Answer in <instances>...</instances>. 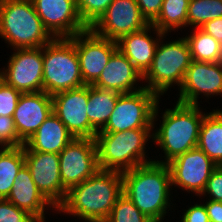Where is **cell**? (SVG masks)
Segmentation results:
<instances>
[{
  "instance_id": "1",
  "label": "cell",
  "mask_w": 222,
  "mask_h": 222,
  "mask_svg": "<svg viewBox=\"0 0 222 222\" xmlns=\"http://www.w3.org/2000/svg\"><path fill=\"white\" fill-rule=\"evenodd\" d=\"M123 194L122 172L99 169L87 180L72 187L57 208L86 222H105Z\"/></svg>"
},
{
  "instance_id": "2",
  "label": "cell",
  "mask_w": 222,
  "mask_h": 222,
  "mask_svg": "<svg viewBox=\"0 0 222 222\" xmlns=\"http://www.w3.org/2000/svg\"><path fill=\"white\" fill-rule=\"evenodd\" d=\"M122 177L123 193L149 219L161 222L171 201L172 181L168 165L151 162L123 171Z\"/></svg>"
},
{
  "instance_id": "3",
  "label": "cell",
  "mask_w": 222,
  "mask_h": 222,
  "mask_svg": "<svg viewBox=\"0 0 222 222\" xmlns=\"http://www.w3.org/2000/svg\"><path fill=\"white\" fill-rule=\"evenodd\" d=\"M198 106L177 102L173 109L165 110L159 130L152 131L153 141L165 153V161L154 162L167 164L175 157L197 147L200 126L205 116Z\"/></svg>"
},
{
  "instance_id": "4",
  "label": "cell",
  "mask_w": 222,
  "mask_h": 222,
  "mask_svg": "<svg viewBox=\"0 0 222 222\" xmlns=\"http://www.w3.org/2000/svg\"><path fill=\"white\" fill-rule=\"evenodd\" d=\"M0 36L13 49L40 48L54 39L32 0H0Z\"/></svg>"
},
{
  "instance_id": "5",
  "label": "cell",
  "mask_w": 222,
  "mask_h": 222,
  "mask_svg": "<svg viewBox=\"0 0 222 222\" xmlns=\"http://www.w3.org/2000/svg\"><path fill=\"white\" fill-rule=\"evenodd\" d=\"M153 129H132L123 132L97 133L94 140L99 168L102 170L126 171L145 165V144L152 138Z\"/></svg>"
},
{
  "instance_id": "6",
  "label": "cell",
  "mask_w": 222,
  "mask_h": 222,
  "mask_svg": "<svg viewBox=\"0 0 222 222\" xmlns=\"http://www.w3.org/2000/svg\"><path fill=\"white\" fill-rule=\"evenodd\" d=\"M75 44L54 38L43 46V91L56 93L84 86Z\"/></svg>"
},
{
  "instance_id": "7",
  "label": "cell",
  "mask_w": 222,
  "mask_h": 222,
  "mask_svg": "<svg viewBox=\"0 0 222 222\" xmlns=\"http://www.w3.org/2000/svg\"><path fill=\"white\" fill-rule=\"evenodd\" d=\"M161 39L163 37L157 45L151 67L143 75V80L148 82L143 87L158 96L166 93L173 84L181 86L186 70L193 61L185 37L166 44Z\"/></svg>"
},
{
  "instance_id": "8",
  "label": "cell",
  "mask_w": 222,
  "mask_h": 222,
  "mask_svg": "<svg viewBox=\"0 0 222 222\" xmlns=\"http://www.w3.org/2000/svg\"><path fill=\"white\" fill-rule=\"evenodd\" d=\"M159 98L155 92L146 88L120 94L108 122L98 133L155 128Z\"/></svg>"
},
{
  "instance_id": "9",
  "label": "cell",
  "mask_w": 222,
  "mask_h": 222,
  "mask_svg": "<svg viewBox=\"0 0 222 222\" xmlns=\"http://www.w3.org/2000/svg\"><path fill=\"white\" fill-rule=\"evenodd\" d=\"M94 139L74 138L59 153V170L63 188L68 192L99 170Z\"/></svg>"
},
{
  "instance_id": "10",
  "label": "cell",
  "mask_w": 222,
  "mask_h": 222,
  "mask_svg": "<svg viewBox=\"0 0 222 222\" xmlns=\"http://www.w3.org/2000/svg\"><path fill=\"white\" fill-rule=\"evenodd\" d=\"M13 50L0 79L22 93L43 91V47Z\"/></svg>"
},
{
  "instance_id": "11",
  "label": "cell",
  "mask_w": 222,
  "mask_h": 222,
  "mask_svg": "<svg viewBox=\"0 0 222 222\" xmlns=\"http://www.w3.org/2000/svg\"><path fill=\"white\" fill-rule=\"evenodd\" d=\"M89 85L56 93L52 96L53 113L74 138L94 139L98 133L87 114Z\"/></svg>"
},
{
  "instance_id": "12",
  "label": "cell",
  "mask_w": 222,
  "mask_h": 222,
  "mask_svg": "<svg viewBox=\"0 0 222 222\" xmlns=\"http://www.w3.org/2000/svg\"><path fill=\"white\" fill-rule=\"evenodd\" d=\"M69 39L75 44L84 84L93 85L118 49L117 41L101 37L90 28Z\"/></svg>"
},
{
  "instance_id": "13",
  "label": "cell",
  "mask_w": 222,
  "mask_h": 222,
  "mask_svg": "<svg viewBox=\"0 0 222 222\" xmlns=\"http://www.w3.org/2000/svg\"><path fill=\"white\" fill-rule=\"evenodd\" d=\"M149 25L136 0H113L90 29L101 37L118 41L122 36L140 31Z\"/></svg>"
},
{
  "instance_id": "14",
  "label": "cell",
  "mask_w": 222,
  "mask_h": 222,
  "mask_svg": "<svg viewBox=\"0 0 222 222\" xmlns=\"http://www.w3.org/2000/svg\"><path fill=\"white\" fill-rule=\"evenodd\" d=\"M172 186L202 194L211 173L218 166L201 149L193 148L167 163Z\"/></svg>"
},
{
  "instance_id": "15",
  "label": "cell",
  "mask_w": 222,
  "mask_h": 222,
  "mask_svg": "<svg viewBox=\"0 0 222 222\" xmlns=\"http://www.w3.org/2000/svg\"><path fill=\"white\" fill-rule=\"evenodd\" d=\"M25 164L37 189L57 209L66 199L59 170V154L24 151Z\"/></svg>"
},
{
  "instance_id": "16",
  "label": "cell",
  "mask_w": 222,
  "mask_h": 222,
  "mask_svg": "<svg viewBox=\"0 0 222 222\" xmlns=\"http://www.w3.org/2000/svg\"><path fill=\"white\" fill-rule=\"evenodd\" d=\"M44 27L54 38H70L88 28L83 24L75 0H32Z\"/></svg>"
},
{
  "instance_id": "17",
  "label": "cell",
  "mask_w": 222,
  "mask_h": 222,
  "mask_svg": "<svg viewBox=\"0 0 222 222\" xmlns=\"http://www.w3.org/2000/svg\"><path fill=\"white\" fill-rule=\"evenodd\" d=\"M179 103L199 105L200 94L222 95L221 62H202L193 60L186 70L183 82L179 87Z\"/></svg>"
},
{
  "instance_id": "18",
  "label": "cell",
  "mask_w": 222,
  "mask_h": 222,
  "mask_svg": "<svg viewBox=\"0 0 222 222\" xmlns=\"http://www.w3.org/2000/svg\"><path fill=\"white\" fill-rule=\"evenodd\" d=\"M53 112L52 96L44 91L22 93L13 120L19 138L25 143Z\"/></svg>"
},
{
  "instance_id": "19",
  "label": "cell",
  "mask_w": 222,
  "mask_h": 222,
  "mask_svg": "<svg viewBox=\"0 0 222 222\" xmlns=\"http://www.w3.org/2000/svg\"><path fill=\"white\" fill-rule=\"evenodd\" d=\"M151 28L154 34L156 33L157 39L148 34ZM164 36L165 33L150 24L140 31L122 36L117 41L118 50L127 57L143 76L151 67L157 45L160 38Z\"/></svg>"
},
{
  "instance_id": "20",
  "label": "cell",
  "mask_w": 222,
  "mask_h": 222,
  "mask_svg": "<svg viewBox=\"0 0 222 222\" xmlns=\"http://www.w3.org/2000/svg\"><path fill=\"white\" fill-rule=\"evenodd\" d=\"M143 81V76L134 65L118 49L111 55L107 65L101 72L93 86L114 90L118 93H131L143 89L136 88L138 81ZM137 81V82H136Z\"/></svg>"
},
{
  "instance_id": "21",
  "label": "cell",
  "mask_w": 222,
  "mask_h": 222,
  "mask_svg": "<svg viewBox=\"0 0 222 222\" xmlns=\"http://www.w3.org/2000/svg\"><path fill=\"white\" fill-rule=\"evenodd\" d=\"M7 200L21 210L31 214L35 219L45 218L44 211L47 205L56 210V208L37 189L26 164L21 167L16 175Z\"/></svg>"
},
{
  "instance_id": "22",
  "label": "cell",
  "mask_w": 222,
  "mask_h": 222,
  "mask_svg": "<svg viewBox=\"0 0 222 222\" xmlns=\"http://www.w3.org/2000/svg\"><path fill=\"white\" fill-rule=\"evenodd\" d=\"M73 135L52 112L38 130L24 144V151L59 154L72 140Z\"/></svg>"
},
{
  "instance_id": "23",
  "label": "cell",
  "mask_w": 222,
  "mask_h": 222,
  "mask_svg": "<svg viewBox=\"0 0 222 222\" xmlns=\"http://www.w3.org/2000/svg\"><path fill=\"white\" fill-rule=\"evenodd\" d=\"M197 147L218 166L222 163V110L216 109L205 114Z\"/></svg>"
},
{
  "instance_id": "24",
  "label": "cell",
  "mask_w": 222,
  "mask_h": 222,
  "mask_svg": "<svg viewBox=\"0 0 222 222\" xmlns=\"http://www.w3.org/2000/svg\"><path fill=\"white\" fill-rule=\"evenodd\" d=\"M121 93L89 85L87 114L91 126L100 132L108 122Z\"/></svg>"
},
{
  "instance_id": "25",
  "label": "cell",
  "mask_w": 222,
  "mask_h": 222,
  "mask_svg": "<svg viewBox=\"0 0 222 222\" xmlns=\"http://www.w3.org/2000/svg\"><path fill=\"white\" fill-rule=\"evenodd\" d=\"M24 164V146L5 147L0 151V199H7L14 179Z\"/></svg>"
},
{
  "instance_id": "26",
  "label": "cell",
  "mask_w": 222,
  "mask_h": 222,
  "mask_svg": "<svg viewBox=\"0 0 222 222\" xmlns=\"http://www.w3.org/2000/svg\"><path fill=\"white\" fill-rule=\"evenodd\" d=\"M191 33L185 39L188 43L192 60L202 62L222 61V44L200 28H195Z\"/></svg>"
},
{
  "instance_id": "27",
  "label": "cell",
  "mask_w": 222,
  "mask_h": 222,
  "mask_svg": "<svg viewBox=\"0 0 222 222\" xmlns=\"http://www.w3.org/2000/svg\"><path fill=\"white\" fill-rule=\"evenodd\" d=\"M189 2L190 0H163L160 13L151 25L165 34L175 28H184Z\"/></svg>"
},
{
  "instance_id": "28",
  "label": "cell",
  "mask_w": 222,
  "mask_h": 222,
  "mask_svg": "<svg viewBox=\"0 0 222 222\" xmlns=\"http://www.w3.org/2000/svg\"><path fill=\"white\" fill-rule=\"evenodd\" d=\"M222 17V0H190L186 27H201L207 21Z\"/></svg>"
},
{
  "instance_id": "29",
  "label": "cell",
  "mask_w": 222,
  "mask_h": 222,
  "mask_svg": "<svg viewBox=\"0 0 222 222\" xmlns=\"http://www.w3.org/2000/svg\"><path fill=\"white\" fill-rule=\"evenodd\" d=\"M105 222H153L144 215L123 193L112 208Z\"/></svg>"
},
{
  "instance_id": "30",
  "label": "cell",
  "mask_w": 222,
  "mask_h": 222,
  "mask_svg": "<svg viewBox=\"0 0 222 222\" xmlns=\"http://www.w3.org/2000/svg\"><path fill=\"white\" fill-rule=\"evenodd\" d=\"M113 0H75L79 16L87 28H91L105 13Z\"/></svg>"
},
{
  "instance_id": "31",
  "label": "cell",
  "mask_w": 222,
  "mask_h": 222,
  "mask_svg": "<svg viewBox=\"0 0 222 222\" xmlns=\"http://www.w3.org/2000/svg\"><path fill=\"white\" fill-rule=\"evenodd\" d=\"M21 94L0 79V116L13 117Z\"/></svg>"
},
{
  "instance_id": "32",
  "label": "cell",
  "mask_w": 222,
  "mask_h": 222,
  "mask_svg": "<svg viewBox=\"0 0 222 222\" xmlns=\"http://www.w3.org/2000/svg\"><path fill=\"white\" fill-rule=\"evenodd\" d=\"M24 142L19 138L13 117L0 116V145L2 147H20Z\"/></svg>"
},
{
  "instance_id": "33",
  "label": "cell",
  "mask_w": 222,
  "mask_h": 222,
  "mask_svg": "<svg viewBox=\"0 0 222 222\" xmlns=\"http://www.w3.org/2000/svg\"><path fill=\"white\" fill-rule=\"evenodd\" d=\"M36 219L7 199H0V222H34Z\"/></svg>"
},
{
  "instance_id": "34",
  "label": "cell",
  "mask_w": 222,
  "mask_h": 222,
  "mask_svg": "<svg viewBox=\"0 0 222 222\" xmlns=\"http://www.w3.org/2000/svg\"><path fill=\"white\" fill-rule=\"evenodd\" d=\"M203 194L204 196L210 194L208 200L222 202V167L217 166L211 173L201 195Z\"/></svg>"
},
{
  "instance_id": "35",
  "label": "cell",
  "mask_w": 222,
  "mask_h": 222,
  "mask_svg": "<svg viewBox=\"0 0 222 222\" xmlns=\"http://www.w3.org/2000/svg\"><path fill=\"white\" fill-rule=\"evenodd\" d=\"M143 17L152 24L158 17L163 0H136Z\"/></svg>"
},
{
  "instance_id": "36",
  "label": "cell",
  "mask_w": 222,
  "mask_h": 222,
  "mask_svg": "<svg viewBox=\"0 0 222 222\" xmlns=\"http://www.w3.org/2000/svg\"><path fill=\"white\" fill-rule=\"evenodd\" d=\"M181 222H210L204 204H195L183 214Z\"/></svg>"
},
{
  "instance_id": "37",
  "label": "cell",
  "mask_w": 222,
  "mask_h": 222,
  "mask_svg": "<svg viewBox=\"0 0 222 222\" xmlns=\"http://www.w3.org/2000/svg\"><path fill=\"white\" fill-rule=\"evenodd\" d=\"M199 28L222 44V17L207 21Z\"/></svg>"
},
{
  "instance_id": "38",
  "label": "cell",
  "mask_w": 222,
  "mask_h": 222,
  "mask_svg": "<svg viewBox=\"0 0 222 222\" xmlns=\"http://www.w3.org/2000/svg\"><path fill=\"white\" fill-rule=\"evenodd\" d=\"M204 205L210 222H222V202L209 200Z\"/></svg>"
},
{
  "instance_id": "39",
  "label": "cell",
  "mask_w": 222,
  "mask_h": 222,
  "mask_svg": "<svg viewBox=\"0 0 222 222\" xmlns=\"http://www.w3.org/2000/svg\"><path fill=\"white\" fill-rule=\"evenodd\" d=\"M34 222H46L45 218L44 219H36Z\"/></svg>"
}]
</instances>
